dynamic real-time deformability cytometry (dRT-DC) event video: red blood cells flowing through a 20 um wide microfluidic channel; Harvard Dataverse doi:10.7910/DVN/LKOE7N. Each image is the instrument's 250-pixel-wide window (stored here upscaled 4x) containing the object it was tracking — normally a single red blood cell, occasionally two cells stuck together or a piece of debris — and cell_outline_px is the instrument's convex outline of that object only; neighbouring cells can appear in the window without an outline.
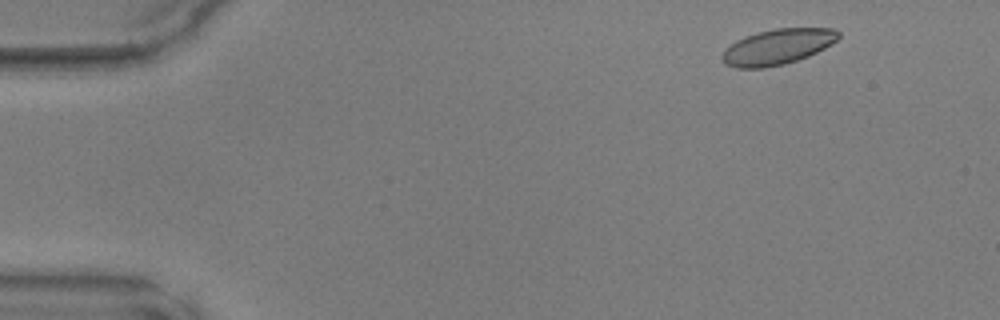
{"species": "common noctule bat (a hibernating species)", "species_latin": "Nyctalus noctula", "temperature_condition": "warm", "stored_images_in_passage": 44, "camera_frame_rate_fps": 3000, "um_per_image_px": 0.085, "animal": {"sex": "male", "body_mass_g": 17.9, "forearm_length_mm": 54.2}, "frame": {"image": 1, "passage_image": 1, "time_ms": 0.0, "image_size_px": [1000, 320], "cell_outline_px": [[840, 36], [832, 44], [808, 56], [784, 64], [764, 68], [736, 68], [724, 64], [720, 56], [736, 40], [760, 32], [776, 28], [836, 28], [840, 32]], "centroid_in_image_um": [66.12, 3.98], "position_along_channel_um": 18.9, "area_um2": 23.87}}
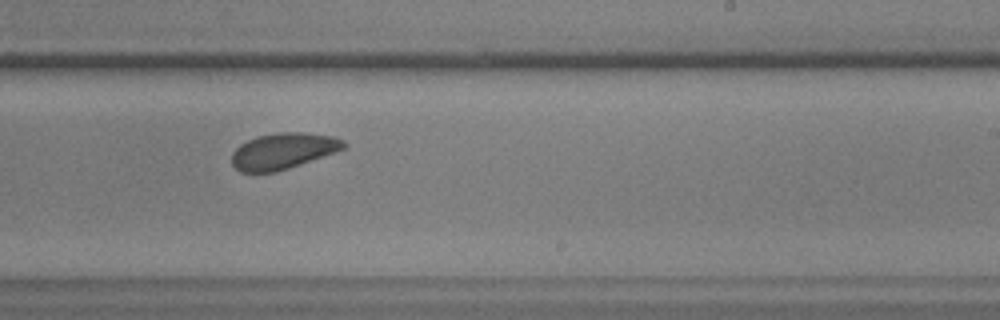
{"frame": {"image": 2, "passage_image": 26, "time_ms": 8.333, "image_size_px": [1000, 320], "cell_outline_px": [[348, 144], [344, 148], [336, 152], [276, 172], [240, 172], [232, 164], [232, 152], [240, 144], [256, 136], [280, 132], [304, 132], [332, 136], [344, 140]], "centroid_in_image_um": [24.07, 12.83], "position_along_channel_um": 264.9, "area_um2": 23.52}}
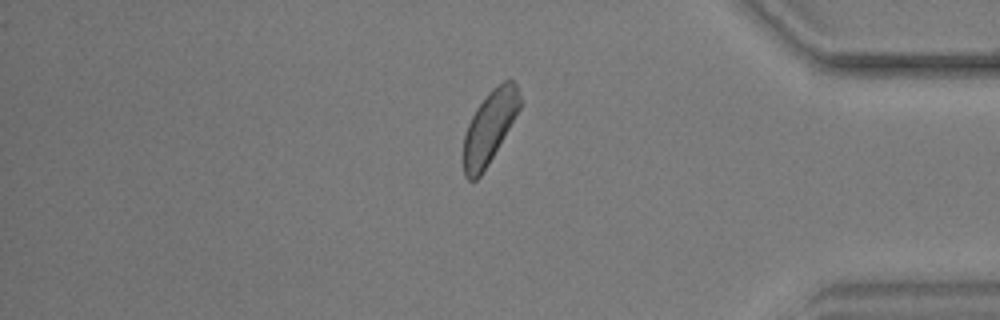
{"frame": {"image": 3, "passage_image": 37, "time_ms": 12.0, "image_size_px": [1000, 320], "cell_outline_px": [[520, 108], [488, 164], [480, 176], [476, 180], [468, 180], [464, 176], [464, 136], [468, 124], [476, 108], [488, 92], [492, 88], [504, 80], [512, 80], [516, 84], [520, 96]], "centroid_in_image_um": [41.6, 10.79], "position_along_channel_um": 393.6, "area_um2": 23.35}}